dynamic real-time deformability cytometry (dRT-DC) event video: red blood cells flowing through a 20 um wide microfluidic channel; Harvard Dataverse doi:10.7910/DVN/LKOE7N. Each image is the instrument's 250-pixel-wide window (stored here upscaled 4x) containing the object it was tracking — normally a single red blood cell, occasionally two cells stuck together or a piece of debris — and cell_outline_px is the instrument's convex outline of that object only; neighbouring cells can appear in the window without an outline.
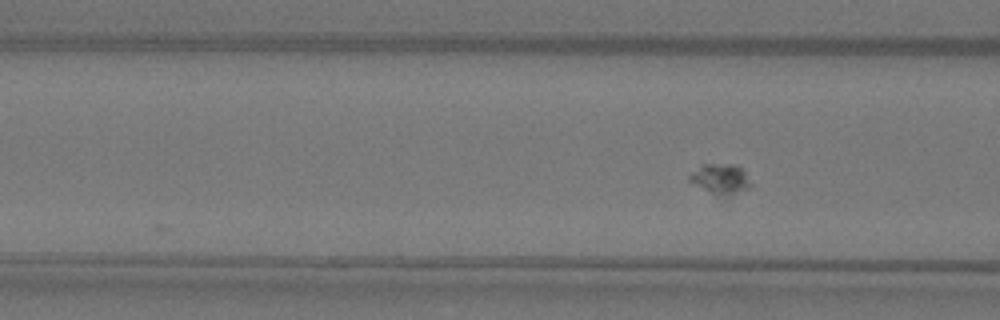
{"species": "Egyptian fruit bat (a non-hibernating species)", "species_latin": "Rousettus aegyptiacus", "temperature_condition": "warm", "stored_images_in_passage": 3, "camera_frame_rate_fps": 3000, "um_per_image_px": 0.085, "animal": {"sex": "female"}, "frame": {"image": 1, "passage_image": 3, "time_ms": 0.667, "image_size_px": [1000, 320], "cell_outline_px": [[752, 184], [748, 188], [732, 196], [716, 196], [688, 180], [688, 176], [700, 164], [732, 164], [740, 168], [744, 172]], "centroid_in_image_um": [61.22, 15.23], "position_along_channel_um": 105.4, "area_um2": 10.81}}